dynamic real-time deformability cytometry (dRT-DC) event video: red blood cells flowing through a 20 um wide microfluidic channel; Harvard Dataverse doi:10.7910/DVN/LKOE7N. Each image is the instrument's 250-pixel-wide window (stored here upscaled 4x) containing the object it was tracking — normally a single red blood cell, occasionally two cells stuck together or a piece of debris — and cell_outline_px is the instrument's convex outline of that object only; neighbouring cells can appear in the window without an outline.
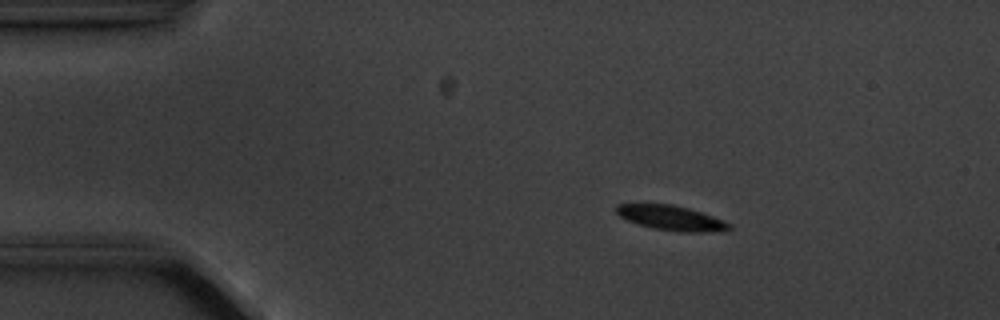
{"species": "common noctule bat (a hibernating species)", "species_latin": "Nyctalus noctula", "temperature_condition": "cold", "stored_images_in_passage": 4, "camera_frame_rate_fps": 3000, "um_per_image_px": 0.085, "animal": {"sex": "male", "body_mass_g": 20.1, "forearm_length_mm": 53.5}, "frame": {"image": 1, "passage_image": 1, "time_ms": 0.0, "image_size_px": [1000, 320], "cell_outline_px": [[732, 228], [724, 232], [680, 232], [652, 228], [636, 224], [620, 216], [616, 212], [616, 204], [672, 204], [688, 208], [724, 220], [732, 224]], "centroid_in_image_um": [57.1, 18.54], "position_along_channel_um": 27.9, "area_um2": 16.47}}